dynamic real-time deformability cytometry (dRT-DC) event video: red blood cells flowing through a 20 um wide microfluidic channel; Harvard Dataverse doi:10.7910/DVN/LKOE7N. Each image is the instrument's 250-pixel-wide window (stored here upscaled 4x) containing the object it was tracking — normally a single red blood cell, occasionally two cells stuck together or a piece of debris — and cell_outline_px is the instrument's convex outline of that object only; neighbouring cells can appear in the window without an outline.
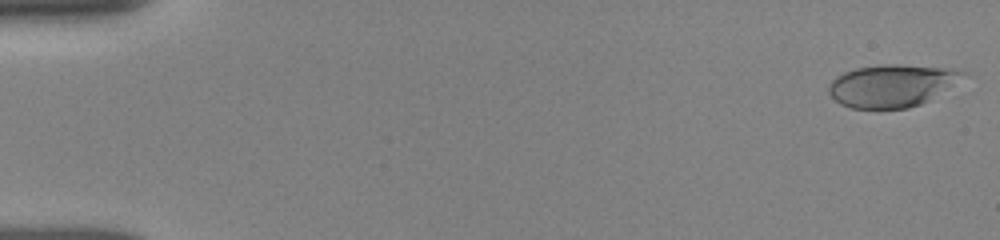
{"species": "human", "species_latin": "Homo sapiens", "temperature_condition": "room temperature", "stored_images_in_passage": 3, "camera_frame_rate_fps": 3000, "um_per_image_px": 0.085, "donor": {"sex": "female"}, "frame": {"image": 1, "passage_image": 1, "time_ms": 0.0, "image_size_px": [1000, 240], "cell_outline_px": [[972, 76], [928, 100], [920, 104], [908, 108], [852, 108], [840, 104], [828, 92], [828, 88], [832, 80], [836, 76], [844, 72], [856, 68], [880, 64], [900, 64], [952, 68], [968, 72]], "centroid_in_image_um": [75.9, 7.25], "position_along_channel_um": 9.1, "area_um2": 33.7}}